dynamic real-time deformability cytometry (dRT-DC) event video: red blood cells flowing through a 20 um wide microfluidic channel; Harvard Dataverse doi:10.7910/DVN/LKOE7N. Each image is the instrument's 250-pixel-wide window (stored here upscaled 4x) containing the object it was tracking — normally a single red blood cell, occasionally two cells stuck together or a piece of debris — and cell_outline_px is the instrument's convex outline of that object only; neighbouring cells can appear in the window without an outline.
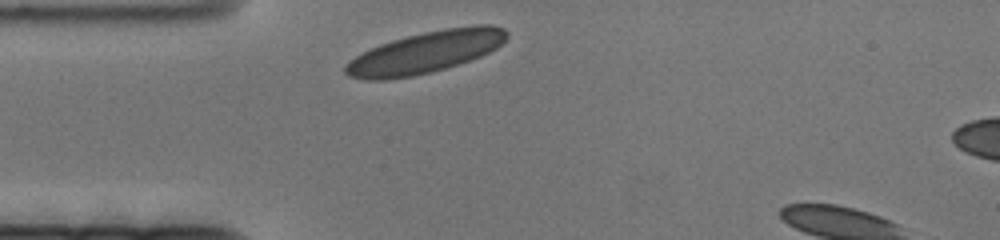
{"species": "human", "species_latin": "Homo sapiens", "temperature_condition": "cold", "stored_images_in_passage": 44, "camera_frame_rate_fps": 3000, "um_per_image_px": 0.085, "donor": {"sex": "female"}, "frame": {"image": 1, "passage_image": 1, "time_ms": 0.0, "image_size_px": [1000, 240], "cell_outline_px": [[508, 36], [496, 48], [480, 56], [444, 68], [412, 76], [384, 80], [368, 80], [348, 76], [344, 72], [344, 68], [356, 56], [380, 44], [392, 40], [424, 32], [444, 28], [476, 24], [492, 24], [504, 28], [508, 32]], "centroid_in_image_um": [36.19, 4.42], "position_along_channel_um": 48.8, "area_um2": 38.61}}
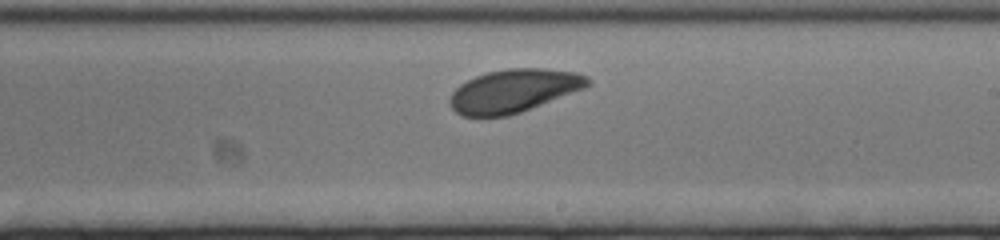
{"frame": {"image": 2, "passage_image": 26, "time_ms": 8.333, "image_size_px": [1000, 240], "cell_outline_px": [[592, 84], [584, 88], [520, 112], [508, 116], [460, 116], [448, 104], [448, 100], [452, 92], [460, 84], [476, 76], [488, 72], [508, 68], [544, 68], [576, 72], [588, 76], [592, 80]], "centroid_in_image_um": [43.66, 7.71], "position_along_channel_um": 245.3, "area_um2": 34.68}}
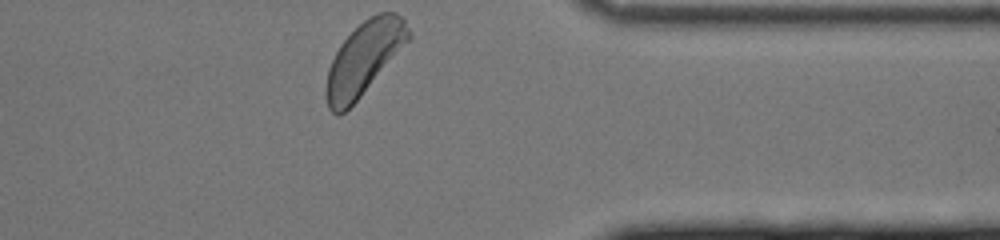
{"frame": {"image": 3, "passage_image": 44, "time_ms": 14.333, "image_size_px": [1000, 240], "cell_outline_px": [[412, 36], [360, 96], [344, 112], [336, 116], [328, 108], [324, 92], [328, 68], [340, 44], [364, 20], [380, 12], [396, 12], [404, 16]], "centroid_in_image_um": [30.93, 4.95], "position_along_channel_um": 380.5, "area_um2": 34.51}}